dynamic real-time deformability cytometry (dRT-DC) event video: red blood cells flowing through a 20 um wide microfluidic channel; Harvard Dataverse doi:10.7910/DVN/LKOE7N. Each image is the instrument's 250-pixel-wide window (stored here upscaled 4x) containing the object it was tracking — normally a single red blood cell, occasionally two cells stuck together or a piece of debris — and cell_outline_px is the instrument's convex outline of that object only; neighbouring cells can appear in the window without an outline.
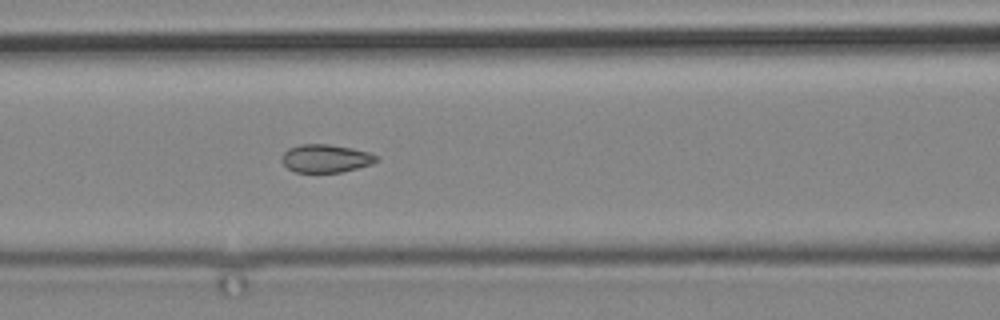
{"species": "common noctule bat (a hibernating species)", "species_latin": "Nyctalus noctula", "temperature_condition": "cold", "stored_images_in_passage": 11, "camera_frame_rate_fps": 3000, "um_per_image_px": 0.085, "animal": {"sex": "male", "body_mass_g": 19.2, "forearm_length_mm": 51.8}, "frame": {"image": 1, "passage_image": 11, "time_ms": 13.0, "image_size_px": [1000, 320], "cell_outline_px": [[380, 160], [372, 164], [340, 172], [296, 172], [288, 168], [280, 160], [284, 152], [288, 148], [300, 144], [328, 144], [352, 148], [368, 152], [376, 156]], "centroid_in_image_um": [27.67, 13.46], "position_along_channel_um": 138.9, "area_um2": 15.43}}